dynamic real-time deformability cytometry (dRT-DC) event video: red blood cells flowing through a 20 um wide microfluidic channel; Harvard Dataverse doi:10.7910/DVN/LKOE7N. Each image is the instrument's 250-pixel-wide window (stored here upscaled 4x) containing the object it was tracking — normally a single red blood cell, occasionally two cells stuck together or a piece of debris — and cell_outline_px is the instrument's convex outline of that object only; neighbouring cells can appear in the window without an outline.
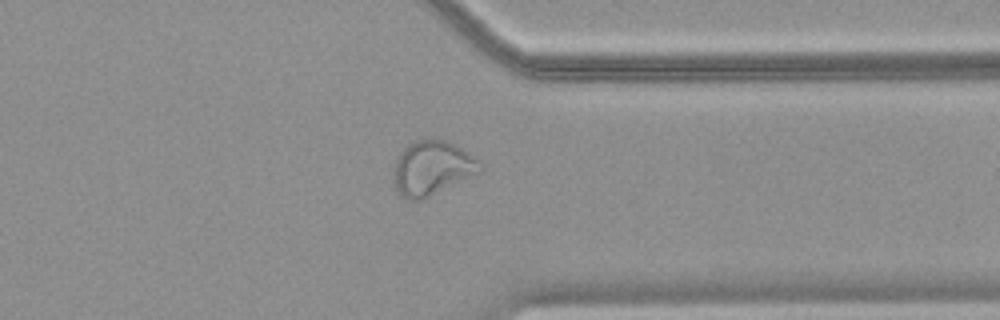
{"species": "common noctule bat (a hibernating species)", "species_latin": "Nyctalus noctula", "temperature_condition": "warm", "stored_images_in_passage": 47, "camera_frame_rate_fps": 3000, "um_per_image_px": 0.085, "animal": {"sex": "female", "body_mass_g": 18.4}, "frame": {"image": 1, "passage_image": 37, "time_ms": 12.0, "image_size_px": [1000, 320], "cell_outline_px": [[484, 172], [420, 200], [404, 200], [396, 192], [396, 160], [400, 152], [408, 144], [416, 140], [436, 136], [456, 144], [480, 160], [484, 164]], "centroid_in_image_um": [36.81, 14.26], "position_along_channel_um": 374.6, "area_um2": 27.98}}
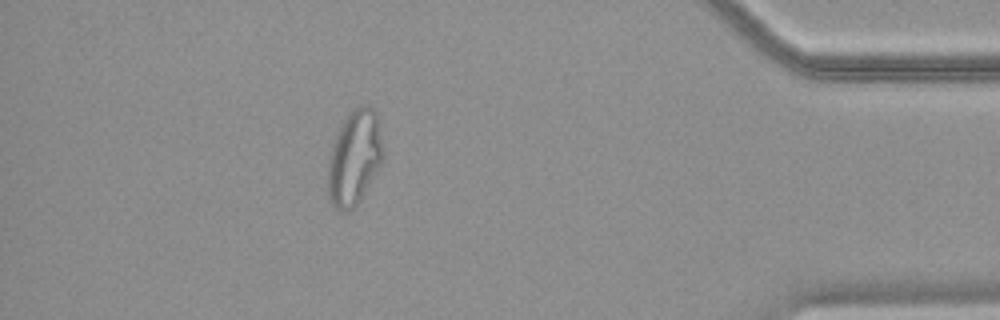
{"frame": {"image": 2, "passage_image": 42, "time_ms": 13.667, "image_size_px": [1000, 320], "cell_outline_px": [[384, 160], [360, 200], [348, 212], [340, 212], [332, 204], [328, 196], [328, 160], [332, 144], [344, 120], [352, 108], [364, 104], [368, 104], [376, 112], [384, 152]], "centroid_in_image_um": [30.13, 13.41], "position_along_channel_um": 405.1, "area_um2": 30.63}}